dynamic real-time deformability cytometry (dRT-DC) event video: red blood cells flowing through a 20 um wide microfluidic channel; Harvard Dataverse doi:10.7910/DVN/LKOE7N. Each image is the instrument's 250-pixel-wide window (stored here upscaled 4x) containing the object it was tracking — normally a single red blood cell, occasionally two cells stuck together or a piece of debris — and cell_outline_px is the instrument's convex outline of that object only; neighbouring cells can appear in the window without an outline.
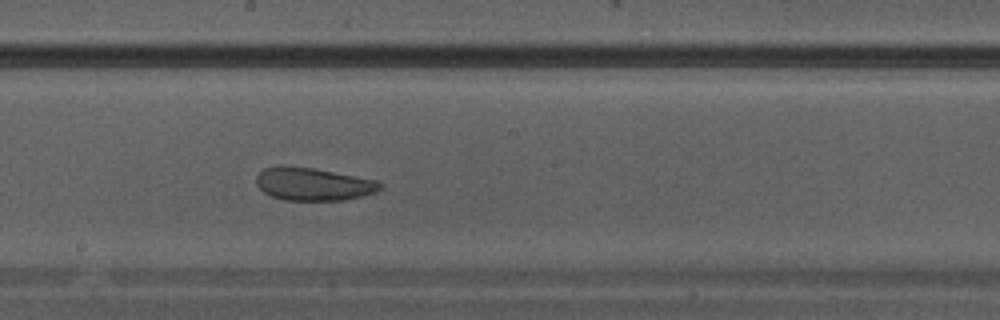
{"species": "Egyptian fruit bat (a non-hibernating species)", "species_latin": "Rousettus aegyptiacus", "temperature_condition": "warm", "stored_images_in_passage": 16, "camera_frame_rate_fps": 3000, "um_per_image_px": 0.085, "animal": {"sex": "male"}, "frame": {"image": 1, "passage_image": 16, "time_ms": 5.0, "image_size_px": [1000, 320], "cell_outline_px": [[384, 188], [376, 192], [364, 196], [340, 200], [284, 200], [272, 196], [264, 192], [256, 184], [256, 176], [264, 168], [312, 168], [376, 180], [384, 184]], "centroid_in_image_um": [26.7, 15.68], "position_along_channel_um": 221.5, "area_um2": 23.12}}